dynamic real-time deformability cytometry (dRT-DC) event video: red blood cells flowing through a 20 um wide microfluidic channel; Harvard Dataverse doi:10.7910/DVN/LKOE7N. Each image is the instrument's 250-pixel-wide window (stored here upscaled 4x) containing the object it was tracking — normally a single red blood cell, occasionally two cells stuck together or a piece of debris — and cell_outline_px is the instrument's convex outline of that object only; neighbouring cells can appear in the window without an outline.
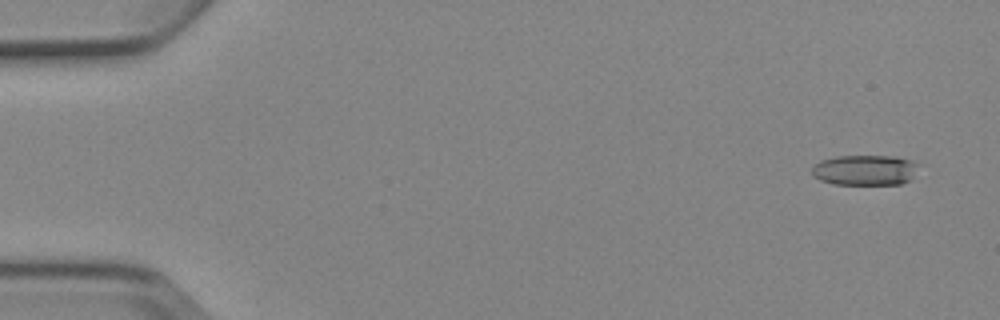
{"species": "Egyptian fruit bat (a non-hibernating species)", "species_latin": "Rousettus aegyptiacus", "temperature_condition": "cold", "stored_images_in_passage": 5, "camera_frame_rate_fps": 3000, "um_per_image_px": 0.085, "animal": {"sex": "female"}, "frame": {"image": 1, "passage_image": 1, "time_ms": 0.0, "image_size_px": [1000, 320], "cell_outline_px": [[920, 164], [908, 180], [900, 184], [832, 184], [820, 180], [812, 176], [812, 168], [820, 160], [836, 156], [892, 156], [912, 160]], "centroid_in_image_um": [73.49, 14.45], "position_along_channel_um": 11.5, "area_um2": 18.84}}
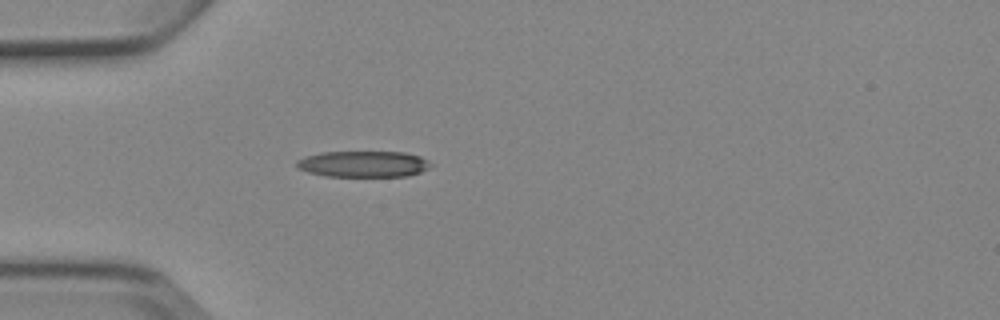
{"frame": {"image": 2, "passage_image": 5, "time_ms": 4.333, "image_size_px": [1000, 320], "cell_outline_px": [[432, 164], [428, 168], [420, 172], [408, 176], [328, 176], [308, 172], [300, 168], [296, 164], [296, 160], [320, 152], [404, 152], [420, 156], [428, 160]], "centroid_in_image_um": [30.92, 13.94], "position_along_channel_um": 54.1, "area_um2": 20.29}}